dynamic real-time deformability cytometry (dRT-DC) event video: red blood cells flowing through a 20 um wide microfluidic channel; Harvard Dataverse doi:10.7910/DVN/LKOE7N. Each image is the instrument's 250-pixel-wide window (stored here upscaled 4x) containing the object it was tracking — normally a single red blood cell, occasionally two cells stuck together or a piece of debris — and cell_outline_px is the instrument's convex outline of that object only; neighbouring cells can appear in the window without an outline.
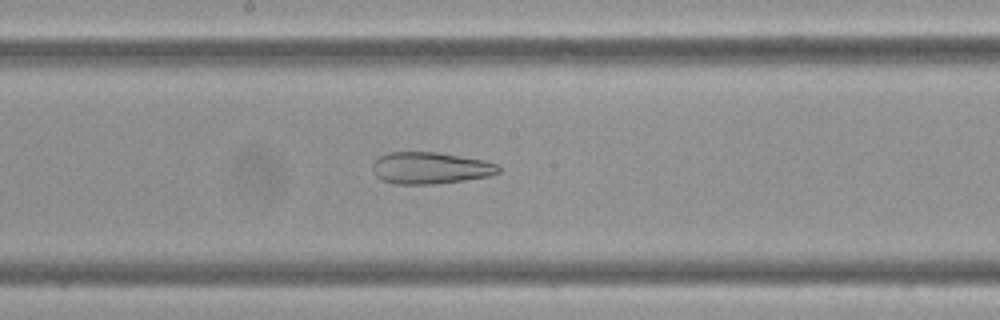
{"species": "Egyptian fruit bat (a non-hibernating species)", "species_latin": "Rousettus aegyptiacus", "temperature_condition": "cold", "stored_images_in_passage": 59, "camera_frame_rate_fps": 3000, "um_per_image_px": 0.085, "frame": {"image": 1, "passage_image": 32, "time_ms": 10.333, "image_size_px": [1000, 320], "cell_outline_px": [[500, 172], [492, 176], [464, 180], [432, 184], [396, 184], [380, 180], [372, 172], [372, 164], [380, 156], [388, 152], [436, 152], [484, 160], [500, 164]], "centroid_in_image_um": [36.58, 14.28], "position_along_channel_um": 211.6, "area_um2": 23.52}}
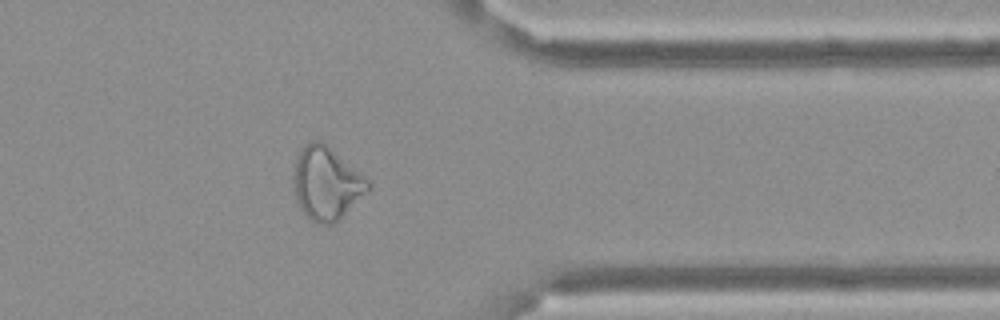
{"frame": {"image": 2, "passage_image": 48, "time_ms": 15.667, "image_size_px": [1000, 320], "cell_outline_px": [[372, 184], [332, 224], [316, 224], [300, 208], [296, 200], [292, 180], [292, 176], [296, 160], [300, 152], [308, 140], [320, 140], [372, 180]], "centroid_in_image_um": [27.71, 15.54], "position_along_channel_um": 383.7, "area_um2": 31.15}}
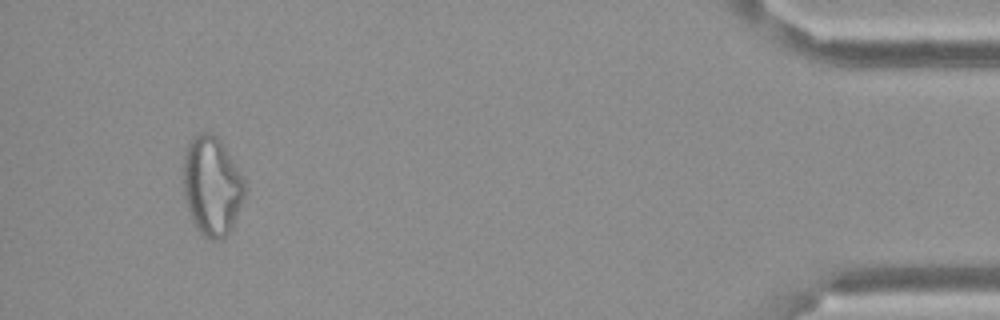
{"frame": {"image": 3, "passage_image": 56, "time_ms": 18.333, "image_size_px": [1000, 320], "cell_outline_px": [[244, 196], [232, 228], [220, 240], [212, 240], [204, 236], [196, 228], [188, 208], [184, 196], [184, 156], [188, 144], [192, 136], [200, 132], [208, 132], [216, 136], [220, 140], [240, 172], [244, 180]], "centroid_in_image_um": [18.0, 15.8], "position_along_channel_um": 417.2, "area_um2": 35.03}}